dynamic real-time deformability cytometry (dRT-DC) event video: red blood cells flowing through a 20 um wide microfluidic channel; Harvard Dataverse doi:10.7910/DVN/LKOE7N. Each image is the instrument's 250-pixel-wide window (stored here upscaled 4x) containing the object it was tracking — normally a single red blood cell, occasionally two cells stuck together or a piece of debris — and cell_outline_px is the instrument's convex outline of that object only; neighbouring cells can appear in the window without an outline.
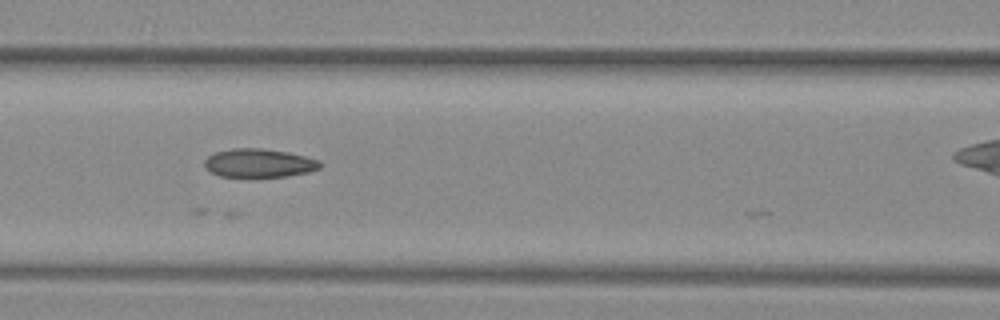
{"species": "common noctule bat (a hibernating species)", "species_latin": "Nyctalus noctula", "temperature_condition": "warm", "stored_images_in_passage": 8, "camera_frame_rate_fps": 3000, "um_per_image_px": 0.085, "animal": {"sex": "female", "body_mass_g": 29.2, "forearm_length_mm": 56.3}, "frame": {"image": 1, "passage_image": 6, "time_ms": 1.667, "image_size_px": [1000, 320], "cell_outline_px": [[320, 168], [308, 172], [284, 176], [220, 176], [212, 172], [204, 164], [204, 160], [208, 156], [216, 152], [232, 148], [260, 148], [288, 152], [320, 160]], "centroid_in_image_um": [22.02, 13.84], "position_along_channel_um": 144.6, "area_um2": 18.9}}